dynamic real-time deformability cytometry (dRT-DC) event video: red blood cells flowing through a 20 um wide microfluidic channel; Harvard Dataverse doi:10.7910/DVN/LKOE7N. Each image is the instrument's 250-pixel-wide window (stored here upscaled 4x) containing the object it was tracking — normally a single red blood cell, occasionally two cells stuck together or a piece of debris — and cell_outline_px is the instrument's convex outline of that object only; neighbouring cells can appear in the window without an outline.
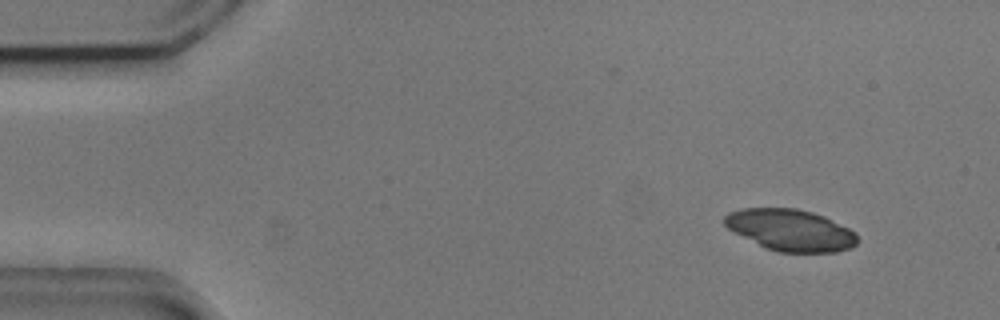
{"species": "common noctule bat (a hibernating species)", "species_latin": "Nyctalus noctula", "temperature_condition": "cold", "stored_images_in_passage": 4, "camera_frame_rate_fps": 3000, "um_per_image_px": 0.085, "animal": {"sex": "male", "body_mass_g": 20.5, "forearm_length_mm": 52.5}, "frame": {"image": 1, "passage_image": 1, "time_ms": 0.0, "image_size_px": [1000, 320], "cell_outline_px": [[860, 240], [852, 248], [836, 252], [776, 252], [764, 248], [728, 228], [724, 224], [724, 216], [728, 212], [740, 208], [796, 208], [812, 212], [824, 216], [856, 232]], "centroid_in_image_um": [67.21, 19.56], "position_along_channel_um": 17.8, "area_um2": 32.37}}